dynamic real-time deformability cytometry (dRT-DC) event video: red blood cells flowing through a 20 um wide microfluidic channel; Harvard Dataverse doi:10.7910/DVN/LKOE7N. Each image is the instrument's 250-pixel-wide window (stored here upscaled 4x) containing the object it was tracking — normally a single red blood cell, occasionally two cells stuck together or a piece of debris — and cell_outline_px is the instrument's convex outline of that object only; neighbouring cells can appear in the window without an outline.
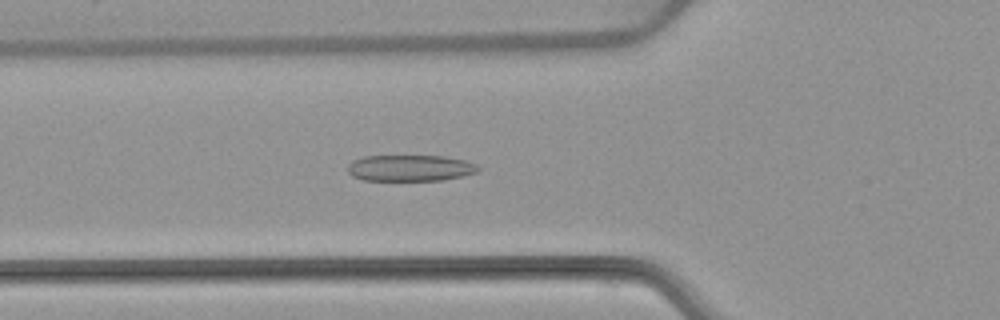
{"species": "common noctule bat (a hibernating species)", "species_latin": "Nyctalus noctula", "temperature_condition": "warm", "stored_images_in_passage": 53, "camera_frame_rate_fps": 3000, "um_per_image_px": 0.085, "animal": {"sex": "female", "body_mass_g": 22.7, "forearm_length_mm": 54.2}, "frame": {"image": 1, "passage_image": 19, "time_ms": 6.0, "image_size_px": [1000, 320], "cell_outline_px": [[480, 168], [476, 172], [464, 176], [444, 180], [364, 180], [352, 176], [348, 172], [348, 164], [352, 160], [364, 156], [444, 156], [464, 160], [476, 164]], "centroid_in_image_um": [34.86, 14.28], "position_along_channel_um": 90.9, "area_um2": 20.0}}
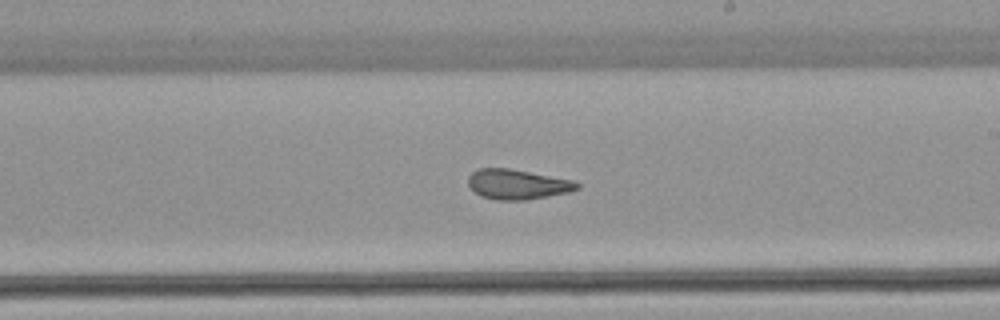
{"frame": {"image": 2, "passage_image": 31, "time_ms": 10.0, "image_size_px": [1000, 320], "cell_outline_px": [[580, 188], [568, 192], [548, 196], [524, 200], [496, 200], [480, 196], [468, 184], [468, 176], [476, 168], [508, 168], [572, 180], [580, 184]], "centroid_in_image_um": [43.95, 15.66], "position_along_channel_um": 245.0, "area_um2": 18.9}}
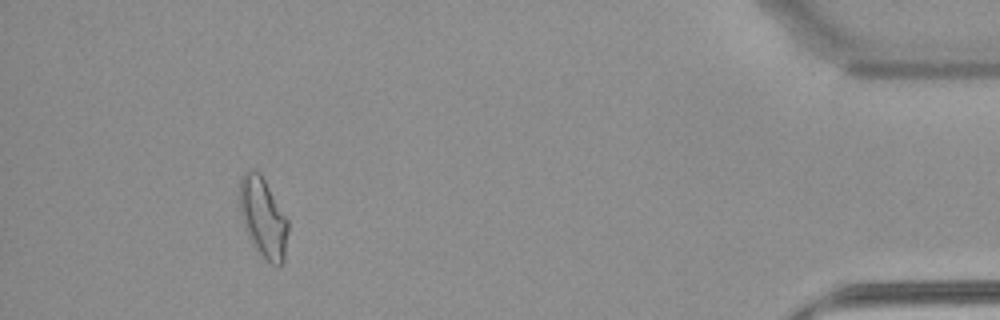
{"frame": {"image": 3, "passage_image": 49, "time_ms": 16.0, "image_size_px": [1000, 320], "cell_outline_px": [[288, 232], [284, 260], [280, 264], [272, 264], [264, 260], [252, 244], [244, 228], [240, 212], [240, 176], [244, 172], [252, 168], [260, 172], [288, 220]], "centroid_in_image_um": [22.35, 18.49], "position_along_channel_um": 412.8, "area_um2": 22.6}, "authors_computed_cell_mechanics": {"area_um2": 20.9814, "velocity_mm_per_s": 3.8401, "shape_relaxation_time_tau1_ms": null, "shape_relaxation_time_tau2_ms": 1.4336, "deformation_change_tau1": null, "deformation_change_tau2": 0.0956}}